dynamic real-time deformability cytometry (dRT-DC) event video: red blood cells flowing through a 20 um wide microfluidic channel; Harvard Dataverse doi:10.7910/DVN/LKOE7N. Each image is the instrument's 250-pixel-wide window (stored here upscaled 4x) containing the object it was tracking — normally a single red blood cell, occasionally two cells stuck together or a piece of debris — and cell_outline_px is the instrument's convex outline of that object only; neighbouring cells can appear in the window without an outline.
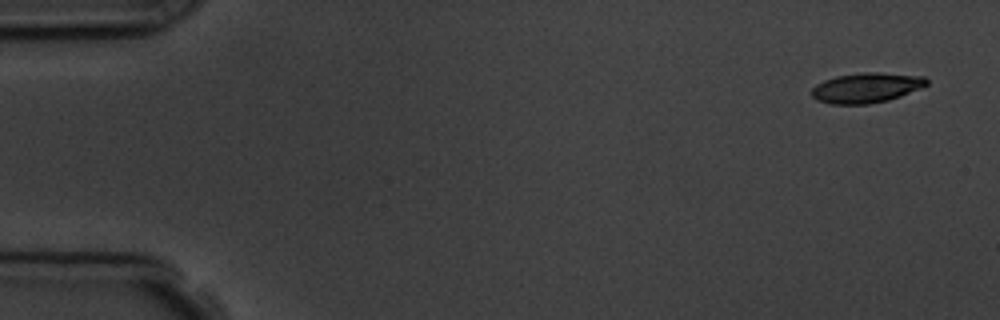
{"species": "common noctule bat (a hibernating species)", "species_latin": "Nyctalus noctula", "temperature_condition": "room temperature", "stored_images_in_passage": 5, "camera_frame_rate_fps": 3000, "um_per_image_px": 0.085, "animal": {"sex": "male", "body_mass_g": 19.5, "forearm_length_mm": 54.6}, "frame": {"image": 1, "passage_image": 1, "time_ms": 0.0, "image_size_px": [1000, 320], "cell_outline_px": [[928, 84], [920, 88], [900, 96], [888, 100], [868, 104], [832, 104], [816, 100], [812, 96], [812, 88], [816, 84], [824, 80], [836, 76], [860, 72], [880, 72], [924, 76], [928, 80]], "centroid_in_image_um": [73.63, 7.45], "position_along_channel_um": 11.4, "area_um2": 20.17}}
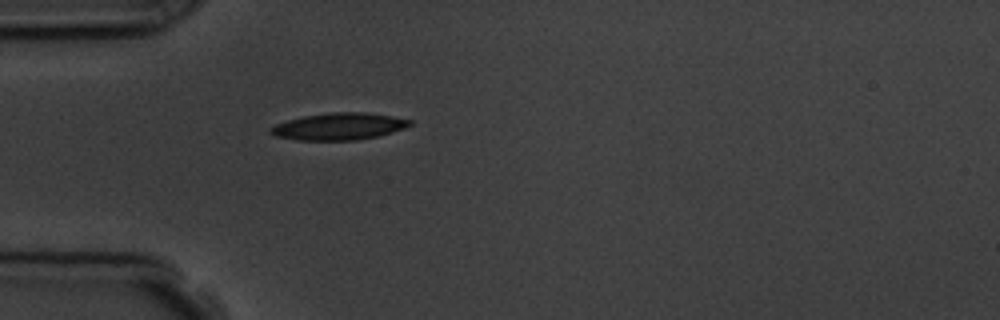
{"frame": {"image": 2, "passage_image": 5, "time_ms": 4.333, "image_size_px": [1000, 320], "cell_outline_px": [[412, 124], [404, 128], [392, 132], [376, 136], [356, 140], [296, 140], [276, 136], [268, 132], [268, 128], [276, 124], [288, 120], [304, 116], [332, 112], [364, 112], [392, 116], [412, 120]], "centroid_in_image_um": [28.79, 10.74], "position_along_channel_um": 56.2, "area_um2": 21.79}}